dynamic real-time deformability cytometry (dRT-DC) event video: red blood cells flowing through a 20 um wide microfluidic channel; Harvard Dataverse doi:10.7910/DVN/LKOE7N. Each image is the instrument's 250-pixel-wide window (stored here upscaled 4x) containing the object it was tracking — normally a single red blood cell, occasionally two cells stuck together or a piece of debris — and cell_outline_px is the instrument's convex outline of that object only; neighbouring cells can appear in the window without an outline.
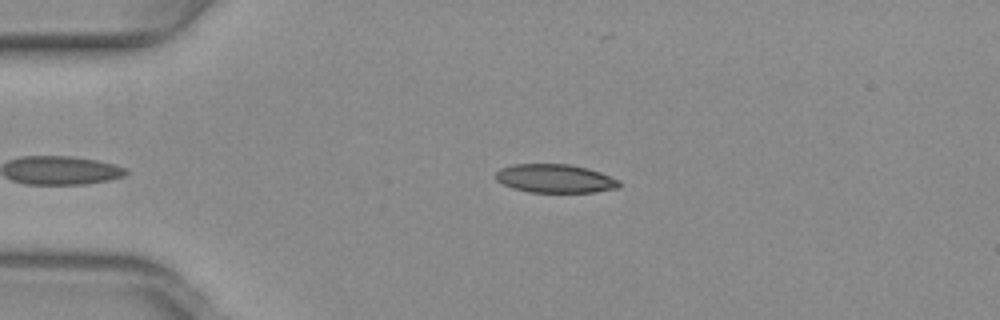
{"species": "common noctule bat (a hibernating species)", "species_latin": "Nyctalus noctula", "temperature_condition": "warm", "stored_images_in_passage": 36, "camera_frame_rate_fps": 3000, "um_per_image_px": 0.085, "animal": {"sex": "female", "body_mass_g": 29.2, "forearm_length_mm": 56.3}, "frame": {"image": 1, "passage_image": 1, "time_ms": 0.0, "image_size_px": [1000, 320], "cell_outline_px": [[620, 188], [596, 192], [528, 192], [512, 188], [496, 180], [496, 172], [500, 168], [512, 164], [568, 164], [588, 168], [600, 172], [620, 180]], "centroid_in_image_um": [47.2, 15.17], "position_along_channel_um": 37.8, "area_um2": 20.69}}
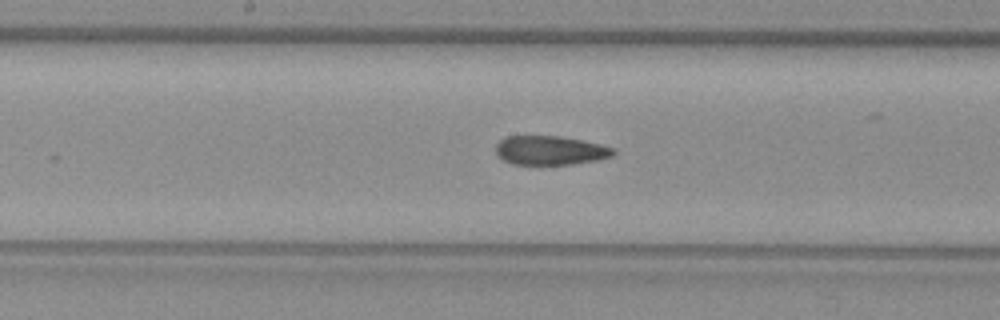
{"frame": {"image": 2, "passage_image": 16, "time_ms": 5.0, "image_size_px": [1000, 320], "cell_outline_px": [[616, 152], [612, 156], [596, 160], [572, 164], [512, 164], [496, 156], [496, 144], [504, 136], [560, 136], [600, 144], [616, 148]], "centroid_in_image_um": [46.75, 12.78], "position_along_channel_um": 201.4, "area_um2": 19.94}}
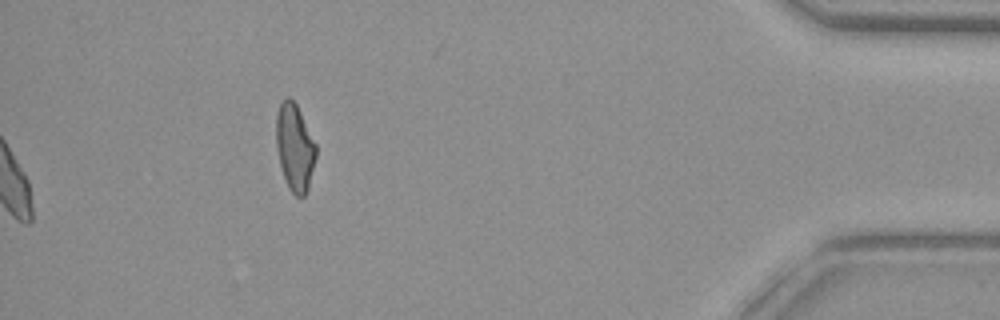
{"frame": {"image": 3, "passage_image": 36, "time_ms": 11.667, "image_size_px": [1000, 320], "cell_outline_px": [[316, 156], [308, 188], [304, 196], [296, 196], [288, 188], [280, 164], [276, 148], [276, 116], [280, 104], [284, 96], [288, 96], [296, 104], [316, 144]], "centroid_in_image_um": [25.04, 12.51], "position_along_channel_um": 410.2, "area_um2": 20.06}, "authors_computed_cell_mechanics": {"area_um2": 20.7213, "velocity_mm_per_s": 4.0054, "shape_relaxation_time_tau1_ms": null, "shape_relaxation_time_tau2_ms": 2.2664, "deformation_change_tau1": null, "deformation_change_tau2": 0.0911}}